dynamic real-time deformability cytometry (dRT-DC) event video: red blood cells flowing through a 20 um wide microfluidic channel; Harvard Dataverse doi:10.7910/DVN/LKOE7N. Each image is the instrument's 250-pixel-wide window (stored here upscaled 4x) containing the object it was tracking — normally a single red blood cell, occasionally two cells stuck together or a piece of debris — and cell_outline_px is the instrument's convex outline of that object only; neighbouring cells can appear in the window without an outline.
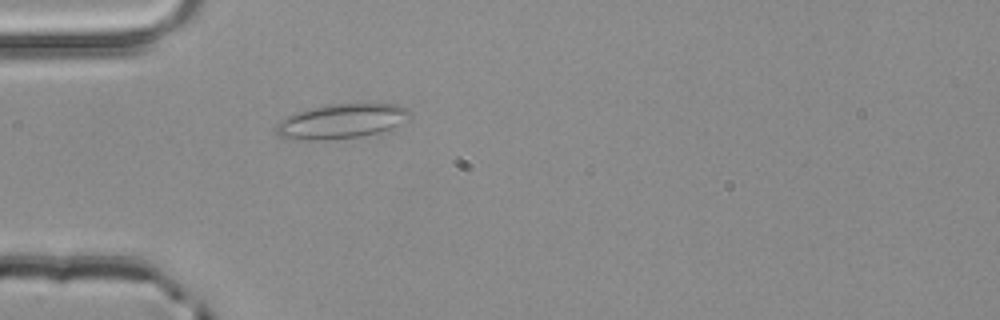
{"species": "common noctule bat (a hibernating species)", "species_latin": "Nyctalus noctula", "temperature_condition": "room temperature", "stored_images_in_passage": 1, "camera_frame_rate_fps": 3000, "um_per_image_px": 0.085, "animal": {"sex": "male", "body_mass_g": 20.4}, "frame": {"image": 1, "passage_image": 1, "time_ms": 0.0, "image_size_px": [1000, 320], "cell_outline_px": [[412, 116], [392, 132], [360, 136], [312, 140], [280, 136], [276, 132], [276, 124], [280, 120], [296, 112], [308, 108], [328, 104], [396, 104], [408, 108], [412, 112]], "centroid_in_image_um": [29.16, 10.29], "position_along_channel_um": 55.8, "area_um2": 27.28}}